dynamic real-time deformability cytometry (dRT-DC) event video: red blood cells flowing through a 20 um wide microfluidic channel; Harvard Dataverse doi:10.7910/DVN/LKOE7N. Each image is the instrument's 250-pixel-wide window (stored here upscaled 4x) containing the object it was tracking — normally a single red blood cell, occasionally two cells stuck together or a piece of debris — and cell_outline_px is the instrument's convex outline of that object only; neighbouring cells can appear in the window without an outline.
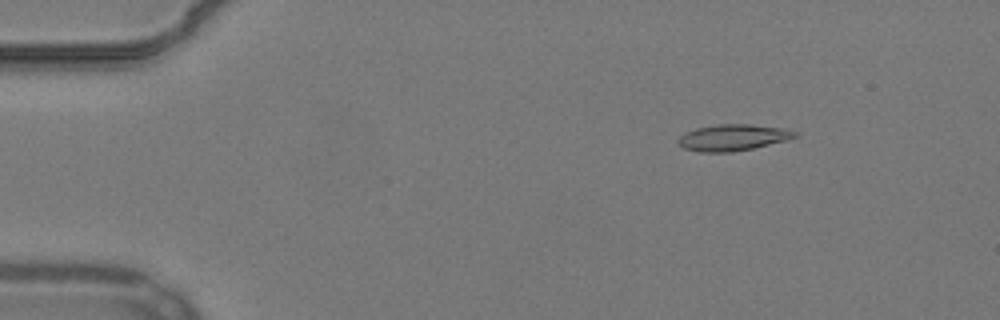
{"species": "common noctule bat (a hibernating species)", "species_latin": "Nyctalus noctula", "temperature_condition": "warm", "stored_images_in_passage": 54, "camera_frame_rate_fps": 3000, "um_per_image_px": 0.085, "animal": {"sex": "male", "body_mass_g": 19.2, "forearm_length_mm": 51.8}, "frame": {"image": 1, "passage_image": 8, "time_ms": 2.333, "image_size_px": [1000, 320], "cell_outline_px": [[800, 136], [788, 140], [752, 148], [732, 152], [696, 152], [684, 148], [676, 140], [684, 132], [696, 128], [716, 124], [752, 124], [780, 128], [800, 132]], "centroid_in_image_um": [62.3, 11.68], "position_along_channel_um": 22.7, "area_um2": 18.09}}
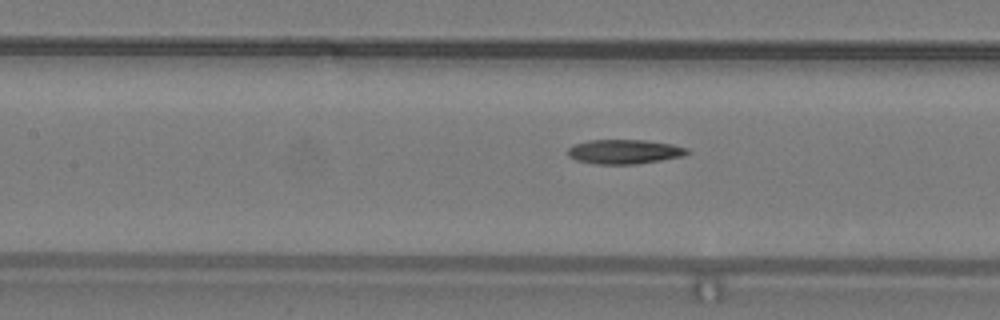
{"frame": {"image": 2, "passage_image": 25, "time_ms": 8.0, "image_size_px": [1000, 320], "cell_outline_px": [[692, 152], [680, 156], [660, 160], [636, 164], [596, 164], [576, 160], [568, 156], [568, 148], [572, 144], [588, 140], [644, 140], [672, 144], [688, 148]], "centroid_in_image_um": [53.04, 12.88], "position_along_channel_um": 154.4, "area_um2": 16.99}}
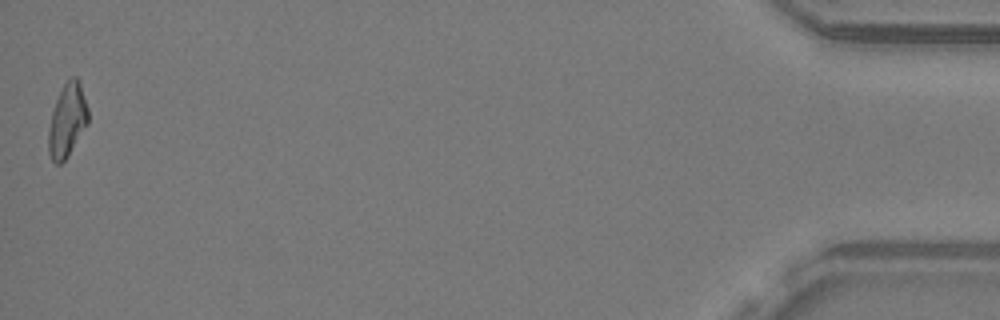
{"frame": {"image": 3, "passage_image": 54, "time_ms": 17.667, "image_size_px": [1000, 320], "cell_outline_px": [[88, 124], [68, 156], [60, 164], [56, 164], [52, 160], [48, 152], [48, 128], [52, 112], [56, 100], [64, 84], [72, 76], [76, 76], [80, 80], [88, 108]], "centroid_in_image_um": [5.72, 10.23], "position_along_channel_um": 429.5, "area_um2": 17.05}}